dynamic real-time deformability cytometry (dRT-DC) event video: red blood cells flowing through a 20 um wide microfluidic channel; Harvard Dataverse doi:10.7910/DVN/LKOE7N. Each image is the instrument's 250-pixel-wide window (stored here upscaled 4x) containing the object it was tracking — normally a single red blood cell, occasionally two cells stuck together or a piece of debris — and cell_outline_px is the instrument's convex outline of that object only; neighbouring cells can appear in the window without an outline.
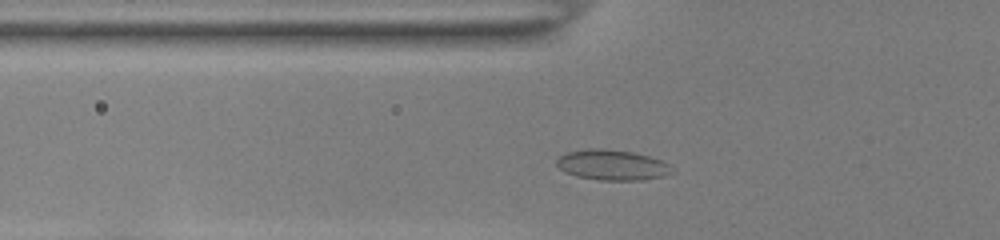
{"species": "common noctule bat (a hibernating species)", "species_latin": "Nyctalus noctula", "temperature_condition": "room temperature", "stored_images_in_passage": 36, "camera_frame_rate_fps": 3000, "um_per_image_px": 0.085, "animal": {"sex": "female", "body_mass_g": 22.0, "forearm_length_mm": 56.7}, "frame": {"image": 1, "passage_image": 3, "time_ms": 0.667, "image_size_px": [1000, 240], "cell_outline_px": [[676, 172], [664, 176], [640, 180], [600, 180], [576, 176], [564, 172], [556, 164], [556, 160], [560, 156], [568, 152], [588, 148], [604, 148], [632, 152], [648, 156], [660, 160], [668, 164]], "centroid_in_image_um": [52.04, 14.02], "position_along_channel_um": 73.8, "area_um2": 20.46}}
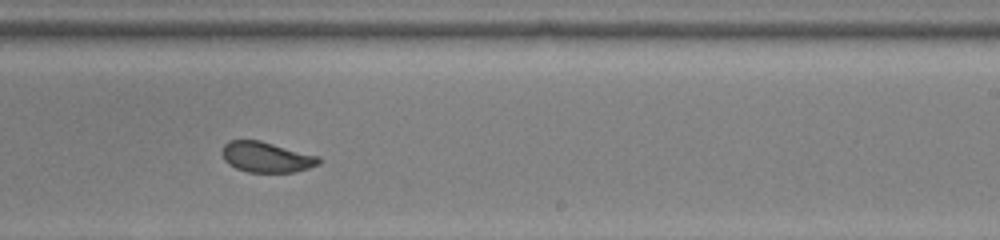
{"frame": {"image": 2, "passage_image": 18, "time_ms": 5.667, "image_size_px": [1000, 240], "cell_outline_px": [[320, 164], [296, 172], [248, 172], [236, 168], [228, 164], [224, 160], [220, 152], [224, 144], [228, 140], [260, 140], [320, 156]], "centroid_in_image_um": [22.63, 13.35], "position_along_channel_um": 266.4, "area_um2": 17.4}}
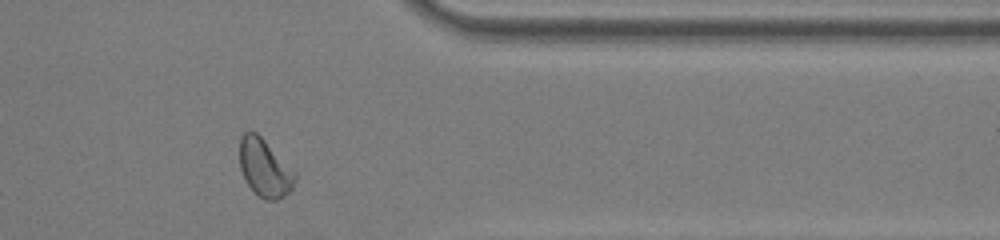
{"frame": {"image": 3, "passage_image": 28, "time_ms": 9.0, "image_size_px": [1000, 240], "cell_outline_px": [[296, 176], [292, 188], [284, 196], [276, 200], [264, 200], [248, 184], [240, 168], [240, 136], [244, 132], [256, 132], [296, 172]], "centroid_in_image_um": [22.5, 14.27], "position_along_channel_um": 388.9, "area_um2": 18.26}}